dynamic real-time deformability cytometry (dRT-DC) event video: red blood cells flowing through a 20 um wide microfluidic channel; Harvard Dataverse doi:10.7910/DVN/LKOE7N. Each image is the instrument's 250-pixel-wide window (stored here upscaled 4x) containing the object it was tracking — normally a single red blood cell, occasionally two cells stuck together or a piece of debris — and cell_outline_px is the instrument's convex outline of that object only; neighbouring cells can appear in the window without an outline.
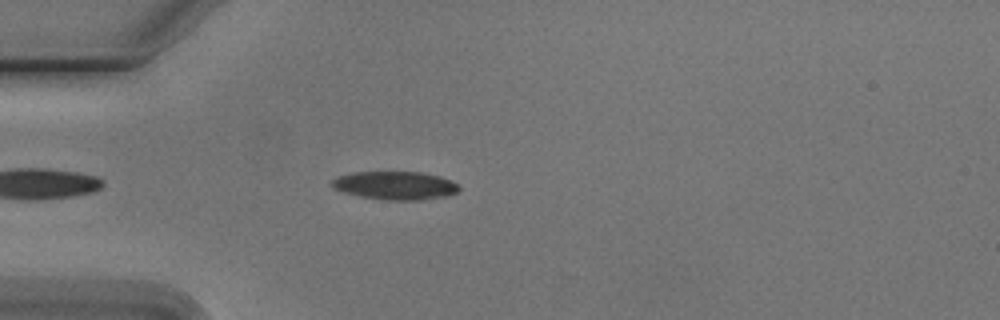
{"species": "Egyptian fruit bat (a non-hibernating species)", "species_latin": "Rousettus aegyptiacus", "temperature_condition": "cold", "stored_images_in_passage": 44, "camera_frame_rate_fps": 3000, "um_per_image_px": 0.085, "animal": {"sex": "male"}, "frame": {"image": 1, "passage_image": 5, "time_ms": 1.333, "image_size_px": [1000, 320], "cell_outline_px": [[460, 188], [456, 192], [448, 196], [424, 200], [384, 200], [360, 196], [344, 192], [336, 188], [332, 184], [332, 180], [336, 176], [352, 172], [420, 172], [440, 176], [452, 180]], "centroid_in_image_um": [33.62, 15.76], "position_along_channel_um": 51.4, "area_um2": 20.98}}
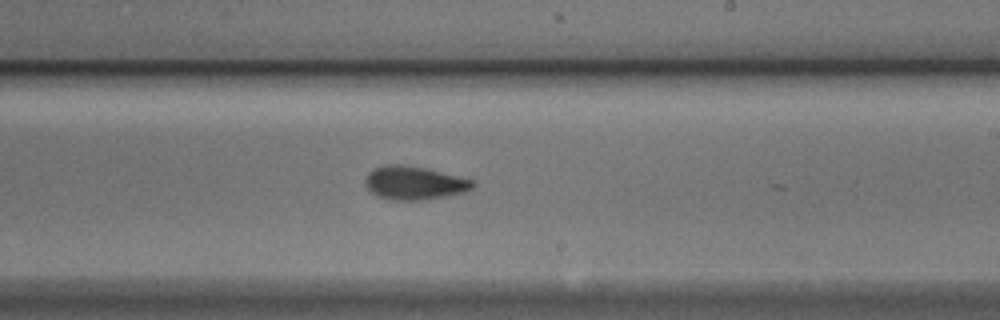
{"frame": {"image": 2, "passage_image": 22, "time_ms": 7.0, "image_size_px": [1000, 320], "cell_outline_px": [[476, 184], [472, 188], [464, 192], [448, 196], [428, 200], [392, 200], [376, 196], [364, 184], [364, 180], [368, 172], [372, 168], [384, 164], [400, 164], [424, 168], [472, 180]], "centroid_in_image_um": [35.16, 15.56], "position_along_channel_um": 253.8, "area_um2": 21.04}}
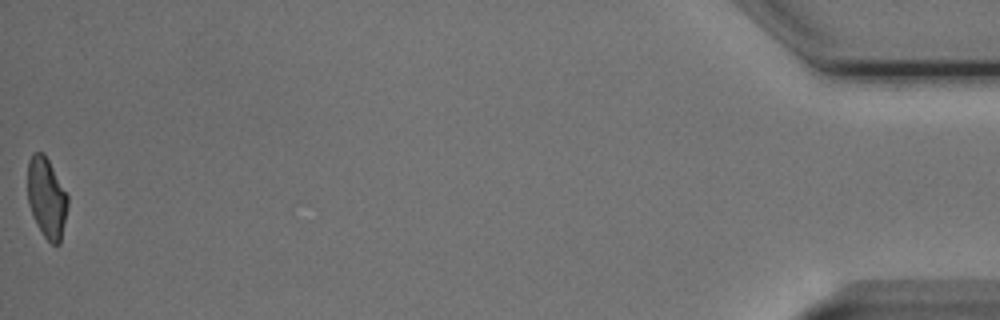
{"frame": {"image": 3, "passage_image": 44, "time_ms": 14.333, "image_size_px": [1000, 320], "cell_outline_px": [[68, 204], [60, 244], [52, 244], [44, 236], [36, 224], [32, 216], [28, 204], [28, 160], [32, 152], [44, 152], [68, 196]], "centroid_in_image_um": [3.95, 16.8], "position_along_channel_um": 431.3, "area_um2": 18.79}, "authors_computed_cell_mechanics": {"area_um2": 20.3456, "velocity_mm_per_s": 3.7743, "shape_relaxation_time_tau1_ms": 3.693, "shape_relaxation_time_tau2_ms": 2.5174, "deformation_change_tau1": 0.1456, "deformation_change_tau2": 0.0835}}